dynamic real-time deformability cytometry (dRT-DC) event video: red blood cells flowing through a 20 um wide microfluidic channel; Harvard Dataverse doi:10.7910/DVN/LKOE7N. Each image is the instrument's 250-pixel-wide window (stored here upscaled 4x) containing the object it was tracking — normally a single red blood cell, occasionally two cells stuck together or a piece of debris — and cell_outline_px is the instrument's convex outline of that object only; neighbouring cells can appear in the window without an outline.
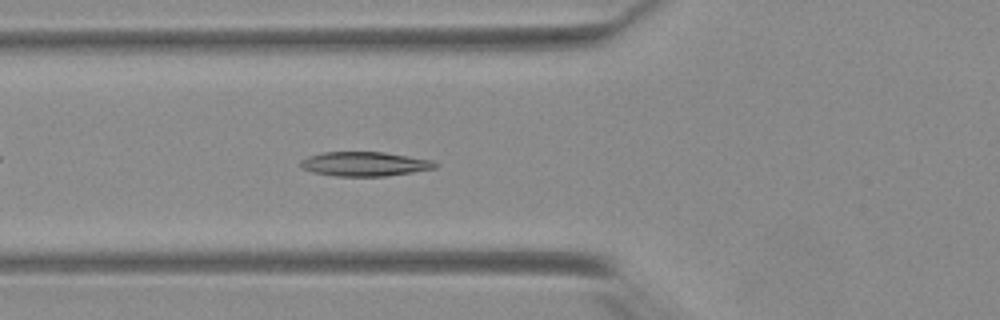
{"species": "Egyptian fruit bat (a non-hibernating species)", "species_latin": "Rousettus aegyptiacus", "temperature_condition": "warm", "stored_images_in_passage": 46, "camera_frame_rate_fps": 3000, "um_per_image_px": 0.085, "animal": {"sex": "female"}, "frame": {"image": 1, "passage_image": 13, "time_ms": 4.0, "image_size_px": [1000, 320], "cell_outline_px": [[428, 164], [424, 168], [404, 172], [376, 176], [352, 176], [320, 172], [312, 168], [316, 156], [332, 152], [376, 152], [400, 156], [420, 160]], "centroid_in_image_um": [31.04, 13.93], "position_along_channel_um": 94.8, "area_um2": 15.43}}
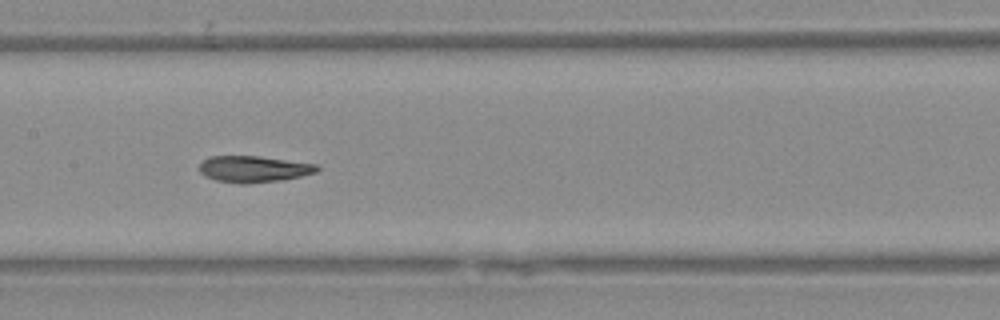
{"frame": {"image": 2, "passage_image": 20, "time_ms": 6.333, "image_size_px": [1000, 320], "cell_outline_px": [[316, 168], [312, 172], [296, 176], [268, 180], [224, 180], [212, 176], [204, 172], [200, 168], [208, 160], [216, 156], [252, 156], [308, 164]], "centroid_in_image_um": [21.53, 14.31], "position_along_channel_um": 185.9, "area_um2": 15.14}}
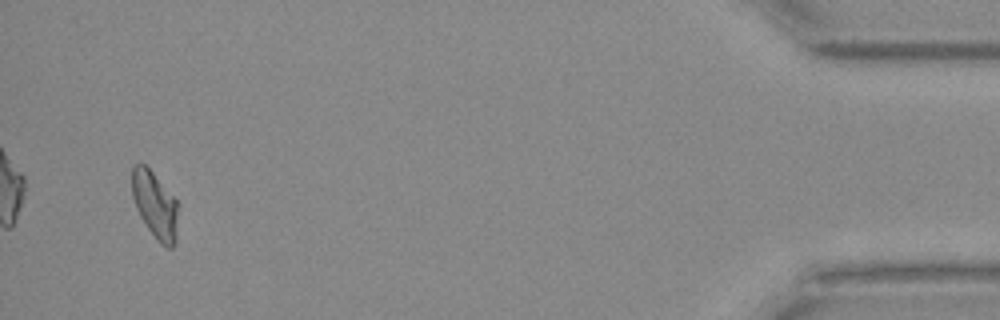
{"frame": {"image": 3, "passage_image": 44, "time_ms": 14.333, "image_size_px": [1000, 320], "cell_outline_px": [[176, 204], [172, 244], [160, 240], [152, 232], [144, 220], [136, 204], [132, 188], [132, 172], [144, 164], [148, 168], [176, 200]], "centroid_in_image_um": [13.12, 17.29], "position_along_channel_um": 422.1, "area_um2": 15.49}, "authors_computed_cell_mechanics": {"area_um2": 15.4037, "velocity_mm_per_s": 3.897, "shape_relaxation_time_tau1_ms": null, "shape_relaxation_time_tau2_ms": 2.203, "deformation_change_tau1": null, "deformation_change_tau2": 0.0551}}